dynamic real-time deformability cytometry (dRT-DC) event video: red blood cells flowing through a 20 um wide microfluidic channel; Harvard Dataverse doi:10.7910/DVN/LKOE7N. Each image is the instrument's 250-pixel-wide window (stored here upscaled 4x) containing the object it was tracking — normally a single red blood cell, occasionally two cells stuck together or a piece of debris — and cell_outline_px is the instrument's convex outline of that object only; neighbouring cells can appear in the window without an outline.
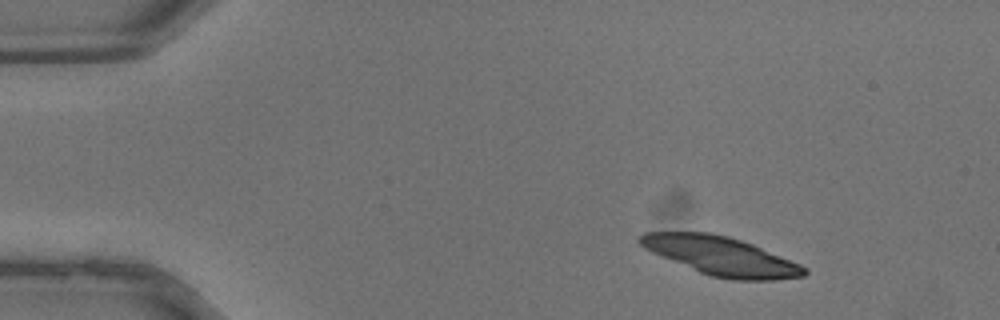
{"species": "common noctule bat (a hibernating species)", "species_latin": "Nyctalus noctula", "temperature_condition": "warm", "stored_images_in_passage": 36, "segment_of_instrument_passage": [1, 2], "camera_frame_rate_fps": 3000, "um_per_image_px": 0.085, "animal": {"sex": "male", "body_mass_g": 13.3}, "frame": {"image": 1, "passage_image": 4, "time_ms": 1.0, "image_size_px": [1000, 320], "cell_outline_px": [[808, 272], [804, 276], [772, 280], [732, 280], [712, 276], [700, 272], [660, 256], [644, 248], [636, 240], [636, 236], [644, 232], [708, 232], [728, 236], [752, 244], [800, 264], [808, 268]], "centroid_in_image_um": [61.26, 21.75], "position_along_channel_um": 23.7, "area_um2": 36.88}}